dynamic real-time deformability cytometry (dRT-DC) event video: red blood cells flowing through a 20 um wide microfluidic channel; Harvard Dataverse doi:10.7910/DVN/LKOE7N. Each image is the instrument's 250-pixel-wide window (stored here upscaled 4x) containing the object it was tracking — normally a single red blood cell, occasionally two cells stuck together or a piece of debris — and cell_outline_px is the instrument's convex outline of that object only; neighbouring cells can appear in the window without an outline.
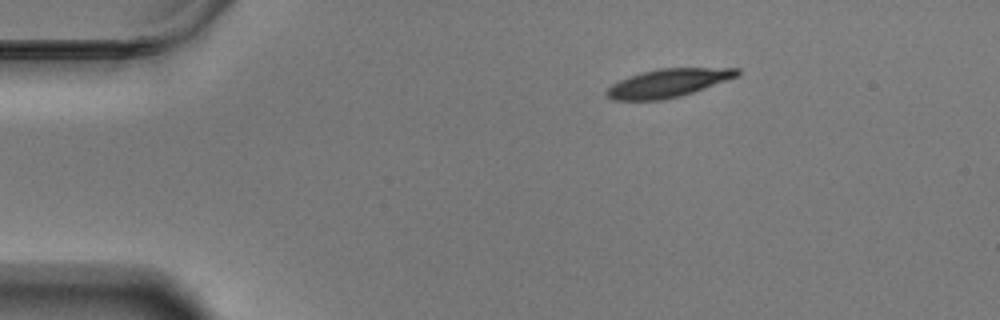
{"species": "Egyptian fruit bat (a non-hibernating species)", "species_latin": "Rousettus aegyptiacus", "temperature_condition": "warm", "stored_images_in_passage": 50, "camera_frame_rate_fps": 3000, "um_per_image_px": 0.085, "animal": {"sex": "male"}, "frame": {"image": 1, "passage_image": 1, "time_ms": 0.0, "image_size_px": [1000, 320], "cell_outline_px": [[740, 72], [736, 76], [704, 88], [680, 96], [664, 100], [612, 100], [604, 96], [604, 92], [612, 84], [620, 80], [640, 72], [656, 68], [740, 68]], "centroid_in_image_um": [56.71, 7.06], "position_along_channel_um": 28.3, "area_um2": 21.44}}
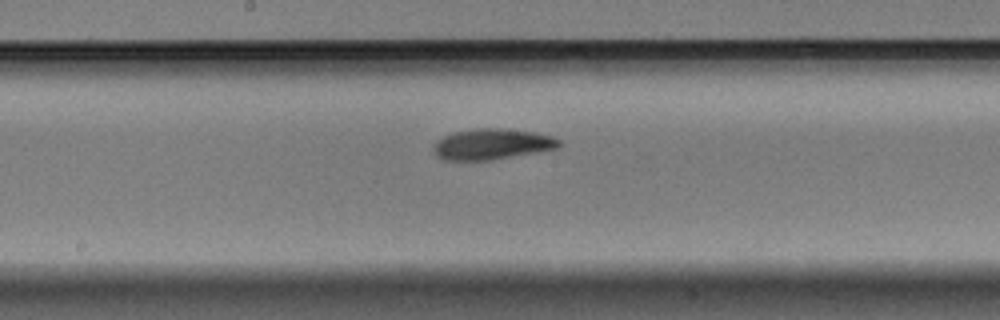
{"frame": {"image": 2, "passage_image": 22, "time_ms": 7.0, "image_size_px": [1000, 320], "cell_outline_px": [[560, 144], [556, 148], [536, 152], [492, 160], [444, 160], [436, 156], [432, 148], [432, 144], [436, 140], [452, 132], [476, 128], [504, 128], [536, 132], [552, 136], [560, 140]], "centroid_in_image_um": [41.77, 12.24], "position_along_channel_um": 206.4, "area_um2": 22.72}}
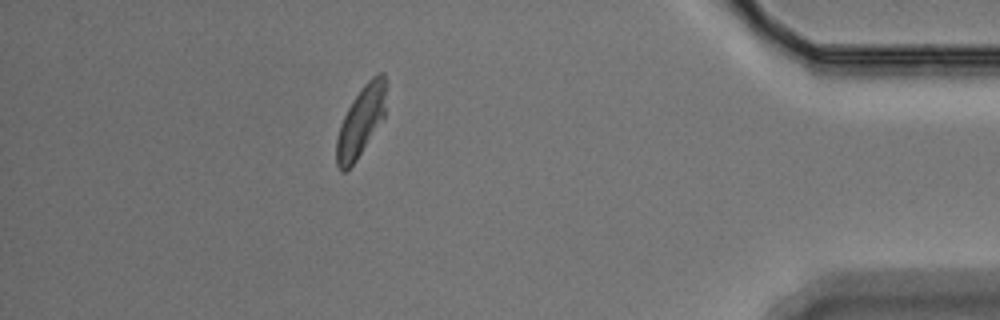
{"frame": {"image": 3, "passage_image": 43, "time_ms": 14.0, "image_size_px": [1000, 320], "cell_outline_px": [[388, 84], [384, 116], [356, 160], [344, 172], [340, 172], [336, 164], [336, 140], [340, 124], [352, 100], [364, 84], [372, 76], [380, 72], [384, 72]], "centroid_in_image_um": [30.69, 10.25], "position_along_channel_um": 404.5, "area_um2": 20.29}, "authors_computed_cell_mechanics": {"area_um2": 21.8773, "velocity_mm_per_s": 3.4449, "shape_relaxation_time_tau1_ms": 3.4712, "shape_relaxation_time_tau2_ms": 4.5937, "deformation_change_tau1": 0.1278, "deformation_change_tau2": 0.1035}}